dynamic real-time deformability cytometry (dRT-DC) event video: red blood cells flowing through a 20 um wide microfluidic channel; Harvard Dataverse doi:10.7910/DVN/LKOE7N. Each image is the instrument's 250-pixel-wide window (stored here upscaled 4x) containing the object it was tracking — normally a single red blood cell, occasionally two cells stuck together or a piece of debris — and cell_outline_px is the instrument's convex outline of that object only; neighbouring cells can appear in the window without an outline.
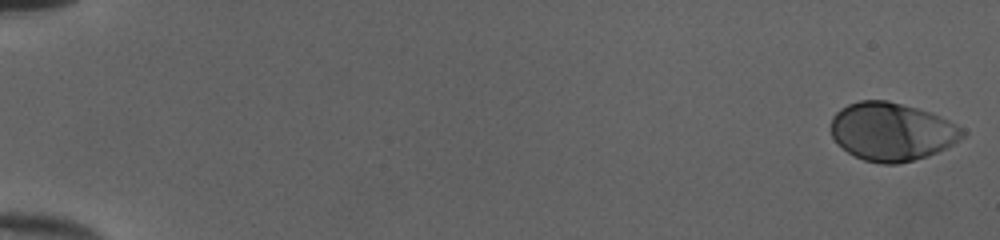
{"species": "human", "species_latin": "Homo sapiens", "temperature_condition": "cold", "stored_images_in_passage": 52, "camera_frame_rate_fps": 3000, "um_per_image_px": 0.085, "donor": {"sex": "female"}, "frame": {"image": 1, "passage_image": 1, "time_ms": 0.0, "image_size_px": [1000, 240], "cell_outline_px": [[968, 132], [964, 136], [952, 144], [928, 156], [896, 164], [884, 164], [864, 160], [848, 152], [832, 136], [832, 116], [840, 108], [848, 104], [860, 100], [888, 100], [916, 108], [928, 112], [948, 120], [964, 128]], "centroid_in_image_um": [75.81, 11.18], "position_along_channel_um": 9.2, "area_um2": 44.22}}
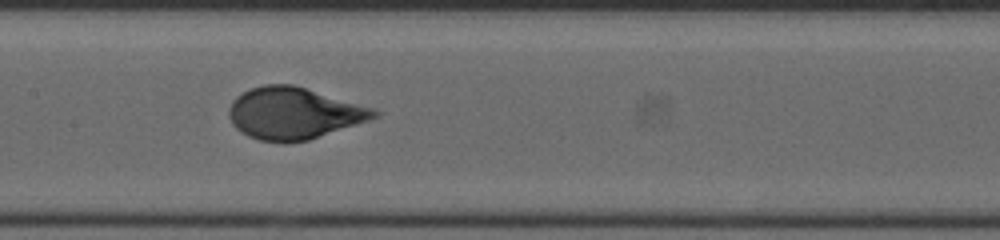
{"frame": {"image": 2, "passage_image": 28, "time_ms": 9.0, "image_size_px": [1000, 240], "cell_outline_px": [[380, 116], [308, 140], [284, 144], [260, 140], [248, 136], [240, 132], [232, 124], [228, 116], [228, 108], [232, 100], [236, 96], [252, 88], [264, 84], [292, 84], [376, 108], [380, 112]], "centroid_in_image_um": [24.96, 9.63], "position_along_channel_um": 182.4, "area_um2": 44.04}}
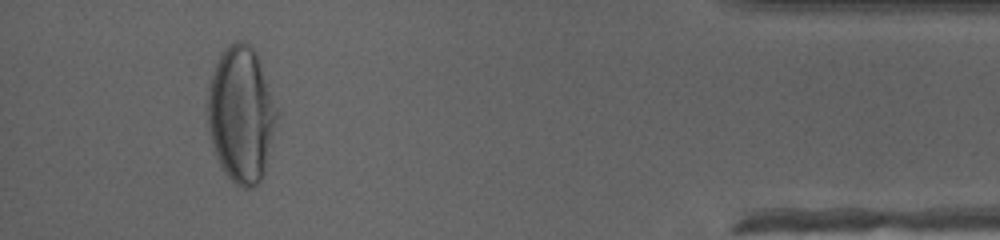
{"frame": {"image": 3, "passage_image": 49, "time_ms": 16.0, "image_size_px": [1000, 240], "cell_outline_px": [[280, 116], [264, 172], [260, 180], [252, 188], [244, 188], [236, 184], [224, 172], [216, 156], [212, 144], [208, 124], [208, 88], [216, 64], [224, 48], [236, 40], [244, 40], [252, 48], [260, 60], [280, 108]], "centroid_in_image_um": [20.56, 9.71], "position_along_channel_um": 414.6, "area_um2": 55.55}}